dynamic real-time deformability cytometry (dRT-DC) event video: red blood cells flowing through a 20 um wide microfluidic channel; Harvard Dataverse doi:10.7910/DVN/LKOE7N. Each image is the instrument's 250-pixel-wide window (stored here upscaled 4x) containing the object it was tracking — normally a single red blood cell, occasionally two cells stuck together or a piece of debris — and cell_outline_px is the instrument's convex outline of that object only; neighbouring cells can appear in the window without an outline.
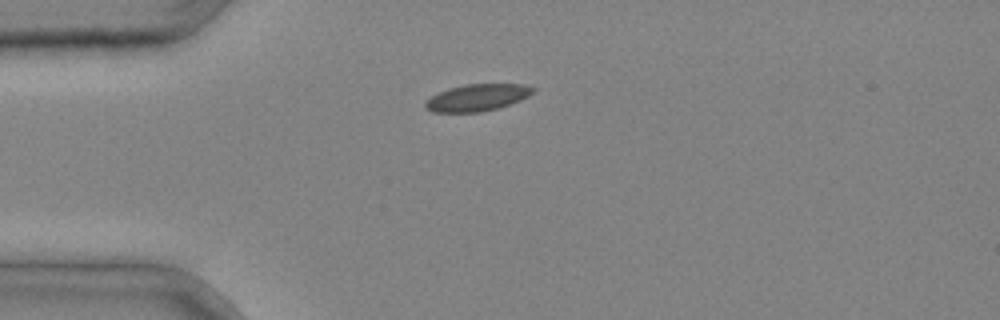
{"species": "common noctule bat (a hibernating species)", "species_latin": "Nyctalus noctula", "temperature_condition": "cold", "stored_images_in_passage": 5, "camera_frame_rate_fps": 3000, "um_per_image_px": 0.085, "animal": {"sex": "male", "body_mass_g": 20.4}, "frame": {"image": 1, "passage_image": 5, "time_ms": 1.333, "image_size_px": [1000, 320], "cell_outline_px": [[536, 88], [528, 96], [520, 100], [496, 108], [480, 112], [432, 112], [424, 108], [424, 104], [432, 96], [448, 88], [468, 84], [524, 84]], "centroid_in_image_um": [40.55, 8.29], "position_along_channel_um": 44.5, "area_um2": 16.65}}